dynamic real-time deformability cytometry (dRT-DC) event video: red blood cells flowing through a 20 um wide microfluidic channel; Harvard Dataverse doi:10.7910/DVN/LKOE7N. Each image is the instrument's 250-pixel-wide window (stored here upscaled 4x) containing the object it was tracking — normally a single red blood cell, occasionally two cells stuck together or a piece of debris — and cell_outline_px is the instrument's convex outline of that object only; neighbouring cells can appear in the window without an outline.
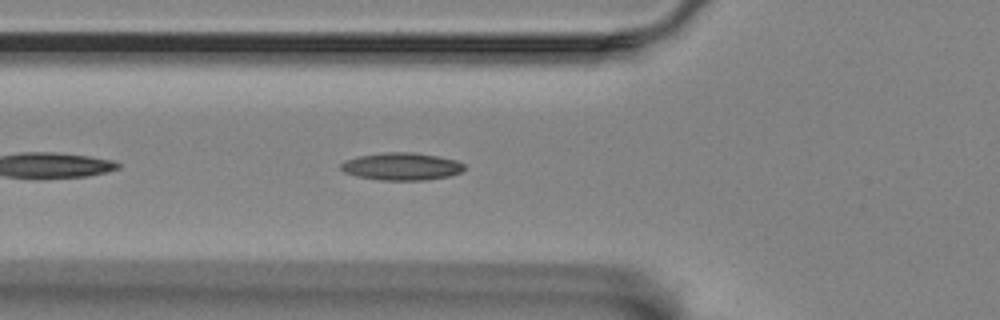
{"species": "Egyptian fruit bat (a non-hibernating species)", "species_latin": "Rousettus aegyptiacus", "temperature_condition": "room temperature", "stored_images_in_passage": 28, "camera_frame_rate_fps": 3000, "um_per_image_px": 0.085, "animal": {"sex": "female"}, "frame": {"image": 1, "passage_image": 6, "time_ms": 1.667, "image_size_px": [1000, 320], "cell_outline_px": [[464, 168], [460, 172], [448, 176], [424, 180], [380, 180], [356, 176], [344, 172], [340, 168], [340, 164], [348, 160], [360, 156], [384, 152], [412, 152], [436, 156], [456, 160], [464, 164]], "centroid_in_image_um": [34.12, 14.15], "position_along_channel_um": 91.7, "area_um2": 19.54}}
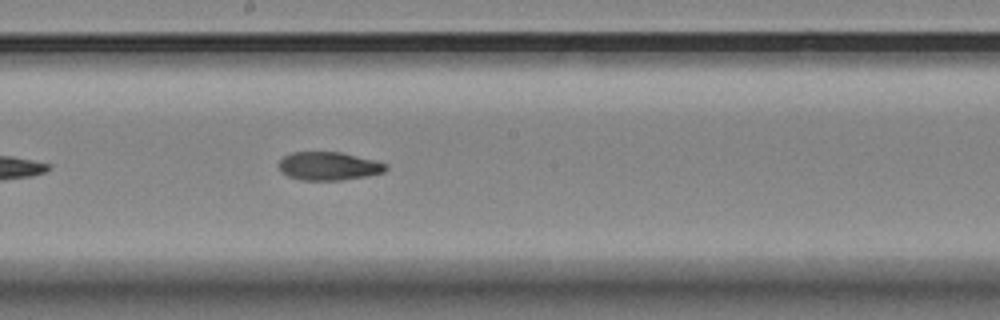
{"frame": {"image": 2, "passage_image": 17, "time_ms": 5.333, "image_size_px": [1000, 320], "cell_outline_px": [[388, 168], [384, 172], [368, 176], [340, 180], [300, 180], [288, 176], [280, 172], [280, 160], [284, 156], [292, 152], [340, 152], [376, 160], [388, 164]], "centroid_in_image_um": [27.97, 14.12], "position_along_channel_um": 220.2, "area_um2": 17.74}}
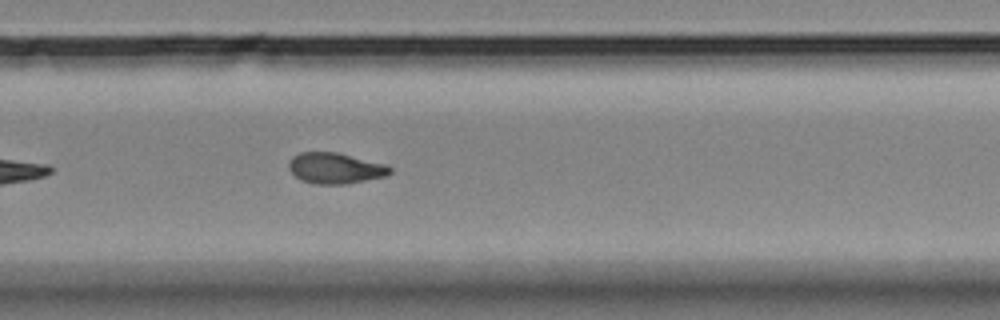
{"frame": {"image": 3, "passage_image": 24, "time_ms": 7.667, "image_size_px": [1000, 320], "cell_outline_px": [[392, 172], [388, 176], [344, 184], [320, 184], [300, 180], [288, 168], [288, 160], [292, 156], [300, 152], [336, 152], [388, 164], [392, 168]], "centroid_in_image_um": [28.52, 14.29], "position_along_channel_um": 301.3, "area_um2": 18.38}}